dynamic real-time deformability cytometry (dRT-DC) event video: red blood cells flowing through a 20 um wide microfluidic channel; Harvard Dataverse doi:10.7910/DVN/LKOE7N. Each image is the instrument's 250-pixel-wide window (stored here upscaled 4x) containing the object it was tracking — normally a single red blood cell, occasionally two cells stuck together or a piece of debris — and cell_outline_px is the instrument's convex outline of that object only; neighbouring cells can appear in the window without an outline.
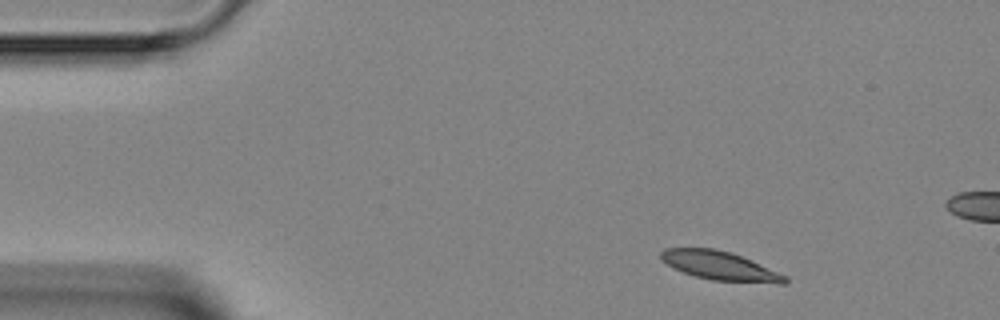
{"species": "Egyptian fruit bat (a non-hibernating species)", "species_latin": "Rousettus aegyptiacus", "temperature_condition": "room temperature", "stored_images_in_passage": 3, "camera_frame_rate_fps": 3000, "um_per_image_px": 0.085, "animal": {"sex": "female"}, "frame": {"image": 1, "passage_image": 1, "time_ms": 0.0, "image_size_px": [1000, 320], "cell_outline_px": [[788, 284], [780, 284], [712, 280], [696, 276], [672, 268], [660, 260], [660, 252], [664, 248], [716, 248], [732, 252], [752, 260], [788, 276]], "centroid_in_image_um": [61.22, 22.59], "position_along_channel_um": 23.8, "area_um2": 21.15}}